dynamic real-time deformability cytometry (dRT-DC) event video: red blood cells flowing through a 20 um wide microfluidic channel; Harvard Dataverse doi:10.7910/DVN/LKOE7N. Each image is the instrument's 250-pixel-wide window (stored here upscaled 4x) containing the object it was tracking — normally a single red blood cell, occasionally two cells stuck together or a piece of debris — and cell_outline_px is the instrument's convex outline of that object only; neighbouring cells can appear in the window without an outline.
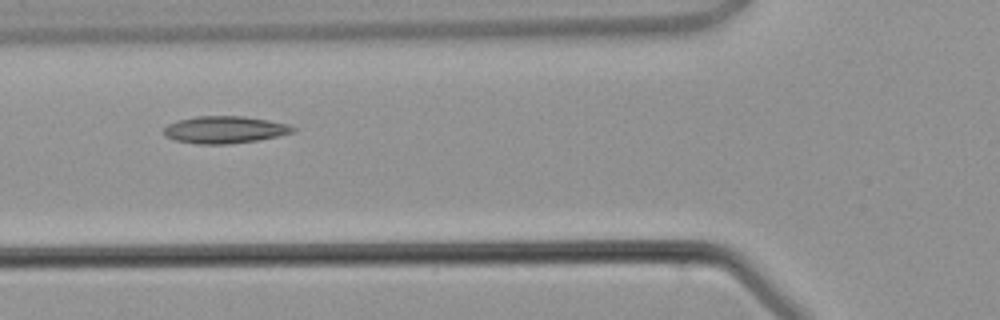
{"species": "common noctule bat (a hibernating species)", "species_latin": "Nyctalus noctula", "temperature_condition": "warm", "stored_images_in_passage": 3, "camera_frame_rate_fps": 3000, "um_per_image_px": 0.085, "animal": {"sex": "male", "body_mass_g": 21.5, "forearm_length_mm": 52.0}, "frame": {"image": 1, "passage_image": 3, "time_ms": 2.667, "image_size_px": [1000, 320], "cell_outline_px": [[296, 128], [292, 132], [276, 136], [256, 140], [228, 144], [196, 144], [176, 140], [164, 136], [164, 128], [168, 124], [180, 120], [196, 116], [244, 116], [268, 120], [288, 124]], "centroid_in_image_um": [19.07, 11.02], "position_along_channel_um": 106.7, "area_um2": 20.23}}